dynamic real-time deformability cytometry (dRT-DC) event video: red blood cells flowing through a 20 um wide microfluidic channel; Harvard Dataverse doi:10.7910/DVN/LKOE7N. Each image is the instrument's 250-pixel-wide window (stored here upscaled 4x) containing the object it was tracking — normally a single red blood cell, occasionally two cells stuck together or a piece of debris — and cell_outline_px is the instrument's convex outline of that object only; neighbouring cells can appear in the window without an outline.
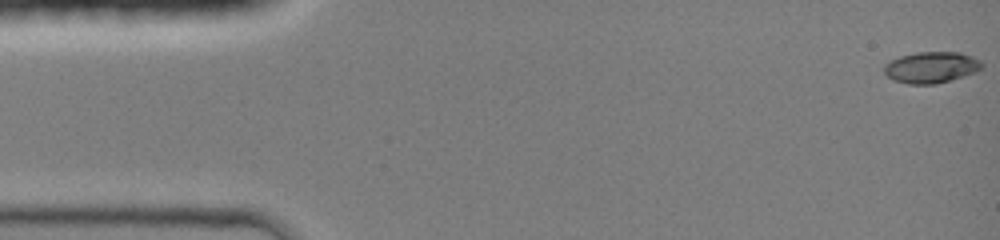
{"species": "common noctule bat (a hibernating species)", "species_latin": "Nyctalus noctula", "temperature_condition": "room temperature", "stored_images_in_passage": 14, "camera_frame_rate_fps": 3000, "um_per_image_px": 0.085, "animal": {"sex": "female", "body_mass_g": 19.0, "forearm_length_mm": 51.5}, "frame": {"image": 1, "passage_image": 1, "time_ms": 0.0, "image_size_px": [1000, 240], "cell_outline_px": [[984, 64], [976, 72], [936, 84], [908, 84], [892, 80], [884, 72], [884, 64], [888, 60], [900, 56], [916, 52], [960, 52], [972, 56], [980, 60]], "centroid_in_image_um": [79.13, 5.72], "position_along_channel_um": 5.9, "area_um2": 17.92}}
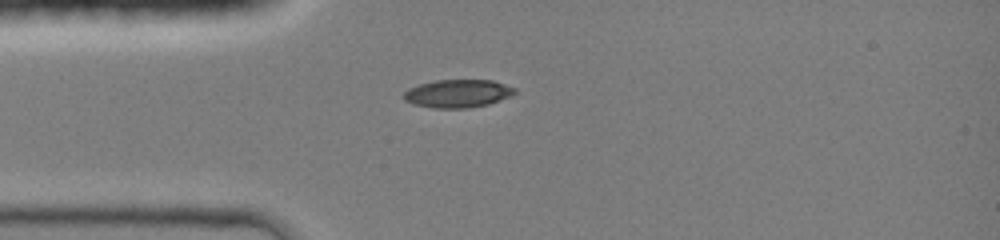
{"frame": {"image": 2, "passage_image": 12, "time_ms": 3.667, "image_size_px": [1000, 240], "cell_outline_px": [[516, 92], [512, 96], [488, 104], [468, 108], [432, 108], [412, 104], [404, 100], [400, 96], [408, 88], [420, 84], [436, 80], [492, 80], [516, 88]], "centroid_in_image_um": [38.88, 7.95], "position_along_channel_um": 46.1, "area_um2": 18.32}}